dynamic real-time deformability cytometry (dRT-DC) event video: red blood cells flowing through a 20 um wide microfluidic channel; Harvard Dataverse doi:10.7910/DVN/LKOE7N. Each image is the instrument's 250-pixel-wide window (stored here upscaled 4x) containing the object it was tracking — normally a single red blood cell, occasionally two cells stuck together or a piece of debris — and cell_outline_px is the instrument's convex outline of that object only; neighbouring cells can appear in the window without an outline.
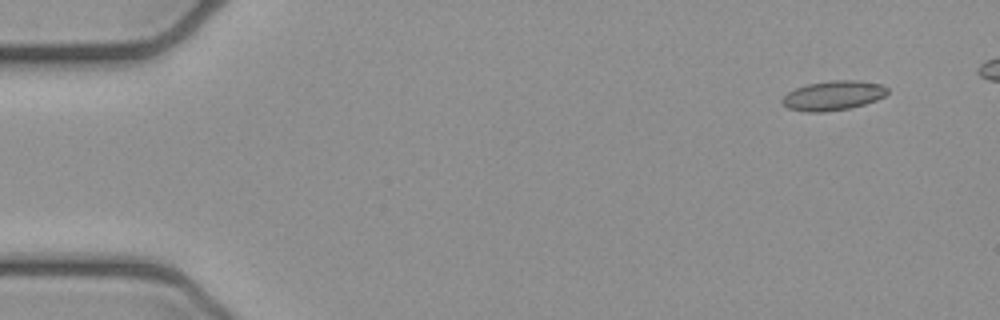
{"species": "common noctule bat (a hibernating species)", "species_latin": "Nyctalus noctula", "temperature_condition": "cold", "stored_images_in_passage": 5, "camera_frame_rate_fps": 3000, "um_per_image_px": 0.085, "animal": {"sex": "female", "body_mass_g": 21.9}, "frame": {"image": 1, "passage_image": 1, "time_ms": 0.0, "image_size_px": [1000, 320], "cell_outline_px": [[888, 92], [884, 96], [876, 100], [864, 104], [848, 108], [824, 112], [804, 112], [788, 108], [780, 100], [788, 92], [796, 88], [808, 84], [832, 80], [860, 80], [884, 84], [888, 88]], "centroid_in_image_um": [70.84, 8.11], "position_along_channel_um": 14.2, "area_um2": 18.15}}